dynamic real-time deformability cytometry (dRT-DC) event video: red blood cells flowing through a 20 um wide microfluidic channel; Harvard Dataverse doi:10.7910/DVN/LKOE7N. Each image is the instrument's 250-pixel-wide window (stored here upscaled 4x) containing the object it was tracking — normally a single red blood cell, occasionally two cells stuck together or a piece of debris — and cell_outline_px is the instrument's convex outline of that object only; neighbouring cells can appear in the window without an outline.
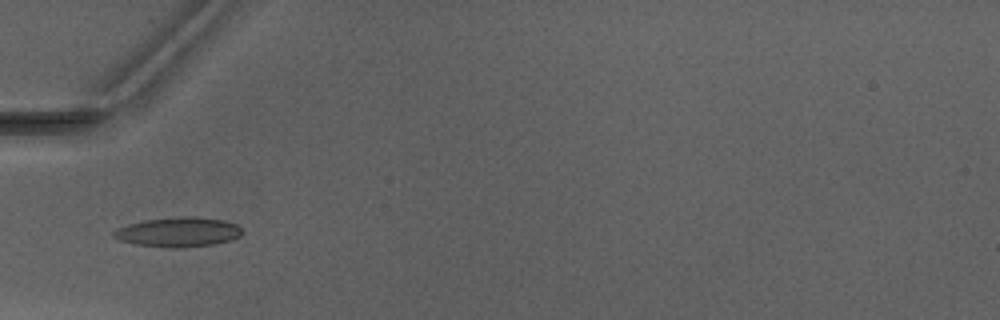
{"species": "Egyptian fruit bat (a non-hibernating species)", "species_latin": "Rousettus aegyptiacus", "temperature_condition": "warm", "stored_images_in_passage": 5, "camera_frame_rate_fps": 3000, "um_per_image_px": 0.085, "animal": {"sex": "male"}, "frame": {"image": 1, "passage_image": 5, "time_ms": 5.667, "image_size_px": [1000, 320], "cell_outline_px": [[244, 232], [240, 236], [232, 240], [216, 244], [176, 248], [172, 248], [136, 244], [120, 240], [112, 236], [112, 232], [116, 228], [128, 224], [144, 220], [184, 216], [192, 216], [224, 220], [236, 224]], "centroid_in_image_um": [15.17, 19.72], "position_along_channel_um": 69.8, "area_um2": 22.25}}